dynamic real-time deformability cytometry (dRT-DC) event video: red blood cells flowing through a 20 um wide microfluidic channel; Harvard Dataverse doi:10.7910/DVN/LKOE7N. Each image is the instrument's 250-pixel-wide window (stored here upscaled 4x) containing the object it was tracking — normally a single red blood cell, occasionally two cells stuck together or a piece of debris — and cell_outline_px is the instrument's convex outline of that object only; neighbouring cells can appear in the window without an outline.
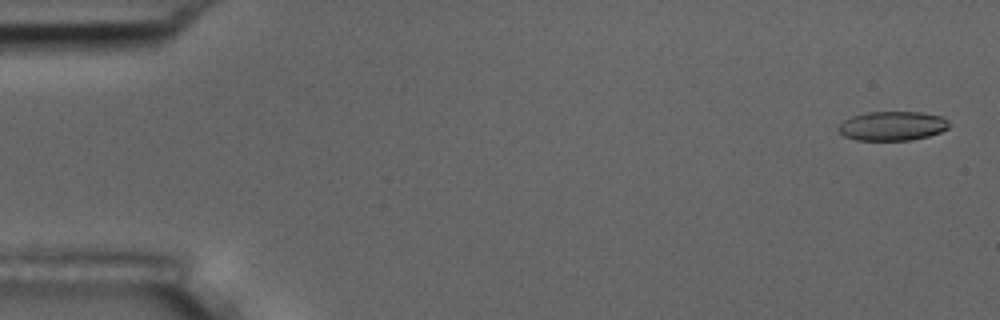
{"species": "common noctule bat (a hibernating species)", "species_latin": "Nyctalus noctula", "temperature_condition": "room temperature", "stored_images_in_passage": 5, "camera_frame_rate_fps": 3000, "um_per_image_px": 0.085, "animal": {"sex": "male", "body_mass_g": 17.5, "forearm_length_mm": 52.3}, "frame": {"image": 1, "passage_image": 1, "time_ms": 0.0, "image_size_px": [1000, 320], "cell_outline_px": [[948, 128], [940, 132], [928, 136], [912, 140], [856, 140], [844, 136], [836, 128], [844, 120], [852, 116], [868, 112], [920, 112], [944, 116], [948, 120]], "centroid_in_image_um": [75.85, 10.7], "position_along_channel_um": 9.1, "area_um2": 18.9}}
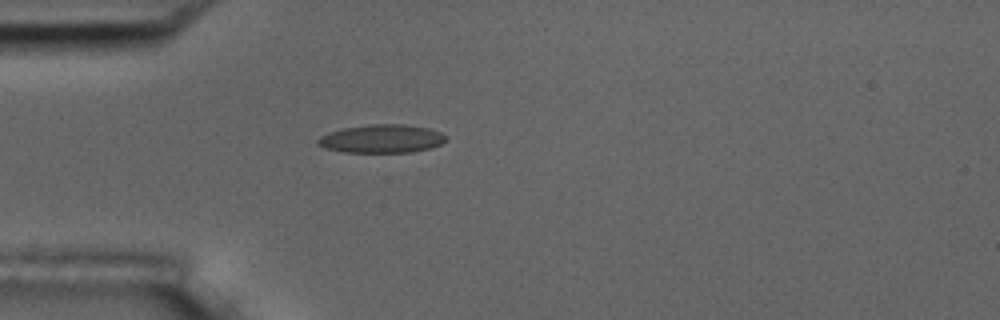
{"frame": {"image": 2, "passage_image": 5, "time_ms": 4.667, "image_size_px": [1000, 320], "cell_outline_px": [[448, 140], [432, 148], [412, 152], [344, 152], [328, 148], [316, 144], [316, 140], [320, 136], [328, 132], [344, 128], [372, 124], [404, 124], [428, 128], [440, 132], [448, 136]], "centroid_in_image_um": [32.48, 11.79], "position_along_channel_um": 52.5, "area_um2": 21.21}}